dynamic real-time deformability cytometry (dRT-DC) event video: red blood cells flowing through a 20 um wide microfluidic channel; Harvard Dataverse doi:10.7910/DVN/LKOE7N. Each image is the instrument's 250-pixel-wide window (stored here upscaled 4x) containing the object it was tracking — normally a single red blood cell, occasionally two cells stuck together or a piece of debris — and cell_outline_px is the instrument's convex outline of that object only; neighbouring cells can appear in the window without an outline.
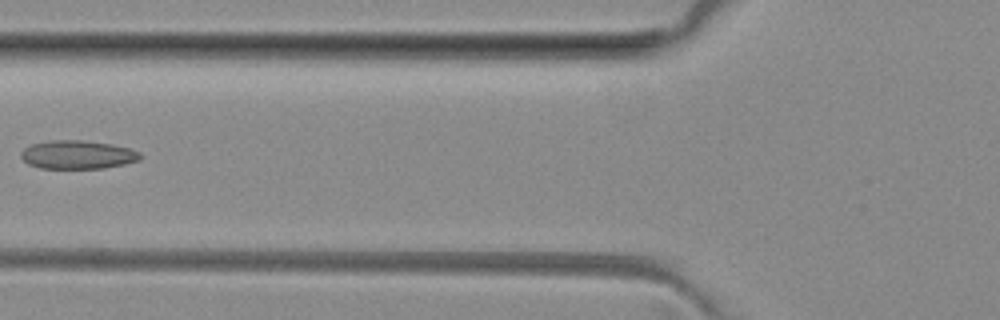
{"species": "common noctule bat (a hibernating species)", "species_latin": "Nyctalus noctula", "temperature_condition": "room temperature", "stored_images_in_passage": 5, "camera_frame_rate_fps": 3000, "um_per_image_px": 0.085, "animal": {"sex": "female", "body_mass_g": 29.2, "forearm_length_mm": 56.3}, "frame": {"image": 1, "passage_image": 5, "time_ms": 5.333, "image_size_px": [1000, 320], "cell_outline_px": [[144, 156], [140, 160], [124, 164], [104, 168], [40, 168], [28, 164], [20, 156], [20, 152], [24, 148], [32, 144], [48, 140], [80, 140], [112, 144], [132, 148], [140, 152]], "centroid_in_image_um": [6.63, 13.14], "position_along_channel_um": 119.2, "area_um2": 20.0}}